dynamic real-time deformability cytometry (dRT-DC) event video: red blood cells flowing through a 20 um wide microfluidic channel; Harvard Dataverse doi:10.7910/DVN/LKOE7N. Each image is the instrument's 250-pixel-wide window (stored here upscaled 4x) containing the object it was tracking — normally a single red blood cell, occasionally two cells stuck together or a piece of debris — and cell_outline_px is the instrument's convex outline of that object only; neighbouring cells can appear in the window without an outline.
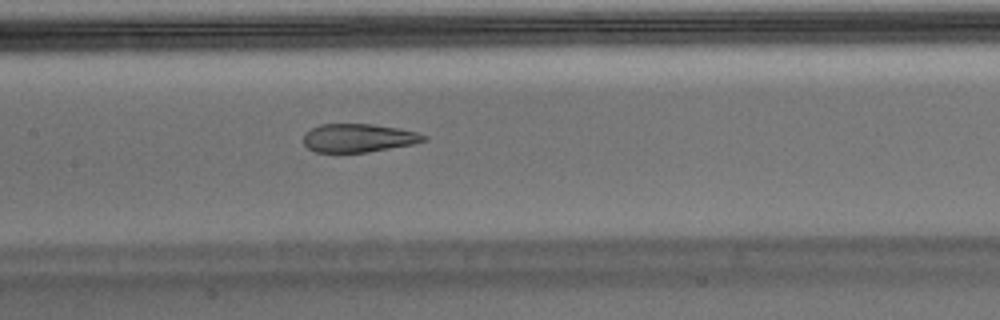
{"species": "Egyptian fruit bat (a non-hibernating species)", "species_latin": "Rousettus aegyptiacus", "temperature_condition": "warm", "stored_images_in_passage": 53, "camera_frame_rate_fps": 3000, "um_per_image_px": 0.085, "animal": {"sex": "male"}, "frame": {"image": 1, "passage_image": 25, "time_ms": 8.0, "image_size_px": [1000, 320], "cell_outline_px": [[428, 140], [412, 144], [368, 152], [316, 152], [308, 148], [304, 144], [304, 136], [312, 128], [320, 124], [372, 124], [400, 128], [416, 132], [428, 136]], "centroid_in_image_um": [30.5, 11.72], "position_along_channel_um": 176.9, "area_um2": 19.83}}
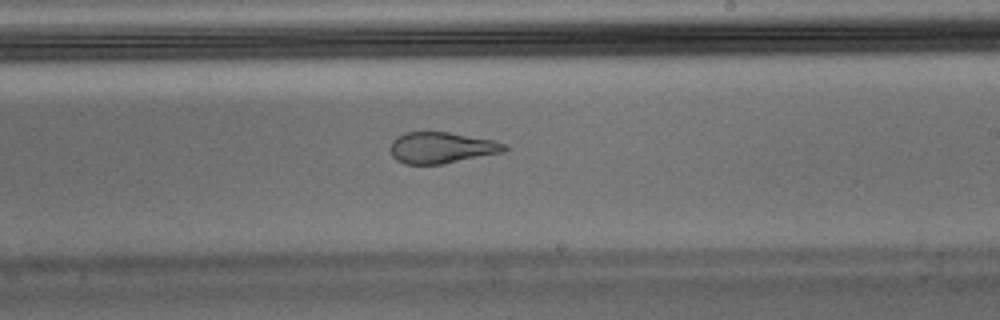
{"frame": {"image": 2, "passage_image": 31, "time_ms": 10.0, "image_size_px": [1000, 320], "cell_outline_px": [[508, 148], [504, 152], [444, 164], [404, 164], [396, 160], [392, 156], [388, 148], [392, 140], [396, 136], [404, 132], [448, 132], [492, 140], [504, 144]], "centroid_in_image_um": [37.47, 12.56], "position_along_channel_um": 251.5, "area_um2": 20.92}}
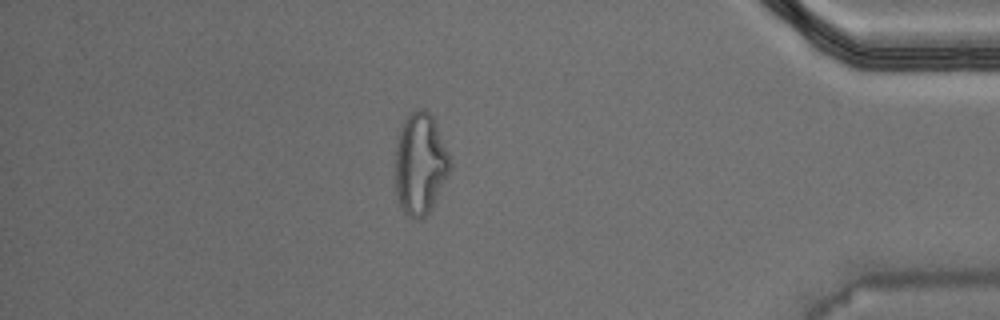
{"frame": {"image": 3, "passage_image": 46, "time_ms": 15.0, "image_size_px": [1000, 320], "cell_outline_px": [[452, 168], [428, 212], [420, 220], [416, 220], [408, 216], [404, 212], [400, 204], [396, 192], [396, 140], [404, 116], [416, 108], [424, 108], [432, 116], [436, 124], [452, 164]], "centroid_in_image_um": [35.7, 13.88], "position_along_channel_um": 399.5, "area_um2": 32.37}, "authors_computed_cell_mechanics": {"area_um2": 22.3686, "velocity_mm_per_s": 3.7412, "shape_relaxation_time_tau1_ms": null, "shape_relaxation_time_tau2_ms": 1.4266, "deformation_change_tau1": null, "deformation_change_tau2": 0.0845}}